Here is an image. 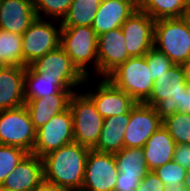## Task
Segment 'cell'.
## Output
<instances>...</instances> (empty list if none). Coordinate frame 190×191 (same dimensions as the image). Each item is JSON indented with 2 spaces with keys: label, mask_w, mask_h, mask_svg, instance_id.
<instances>
[{
  "label": "cell",
  "mask_w": 190,
  "mask_h": 191,
  "mask_svg": "<svg viewBox=\"0 0 190 191\" xmlns=\"http://www.w3.org/2000/svg\"><path fill=\"white\" fill-rule=\"evenodd\" d=\"M22 35L0 29V65L26 67L22 61Z\"/></svg>",
  "instance_id": "4316f807"
},
{
  "label": "cell",
  "mask_w": 190,
  "mask_h": 191,
  "mask_svg": "<svg viewBox=\"0 0 190 191\" xmlns=\"http://www.w3.org/2000/svg\"><path fill=\"white\" fill-rule=\"evenodd\" d=\"M173 161L188 170L190 168V144H176Z\"/></svg>",
  "instance_id": "e575fe53"
},
{
  "label": "cell",
  "mask_w": 190,
  "mask_h": 191,
  "mask_svg": "<svg viewBox=\"0 0 190 191\" xmlns=\"http://www.w3.org/2000/svg\"><path fill=\"white\" fill-rule=\"evenodd\" d=\"M96 90L88 91L86 95L93 101L103 118L128 113L137 104L130 95L117 88L107 78L100 80Z\"/></svg>",
  "instance_id": "5bb4252c"
},
{
  "label": "cell",
  "mask_w": 190,
  "mask_h": 191,
  "mask_svg": "<svg viewBox=\"0 0 190 191\" xmlns=\"http://www.w3.org/2000/svg\"><path fill=\"white\" fill-rule=\"evenodd\" d=\"M184 68L185 76H186V81L188 85L190 86V60L186 62L185 64L182 65Z\"/></svg>",
  "instance_id": "74e56055"
},
{
  "label": "cell",
  "mask_w": 190,
  "mask_h": 191,
  "mask_svg": "<svg viewBox=\"0 0 190 191\" xmlns=\"http://www.w3.org/2000/svg\"><path fill=\"white\" fill-rule=\"evenodd\" d=\"M118 173L114 153L90 149L81 191H114Z\"/></svg>",
  "instance_id": "9c48e42d"
},
{
  "label": "cell",
  "mask_w": 190,
  "mask_h": 191,
  "mask_svg": "<svg viewBox=\"0 0 190 191\" xmlns=\"http://www.w3.org/2000/svg\"><path fill=\"white\" fill-rule=\"evenodd\" d=\"M69 109L73 117L74 142L93 149L101 134L104 118L86 94L74 92L70 98Z\"/></svg>",
  "instance_id": "8992f818"
},
{
  "label": "cell",
  "mask_w": 190,
  "mask_h": 191,
  "mask_svg": "<svg viewBox=\"0 0 190 191\" xmlns=\"http://www.w3.org/2000/svg\"><path fill=\"white\" fill-rule=\"evenodd\" d=\"M130 119V111L118 116L104 118L101 134L93 150L116 153L124 148V135Z\"/></svg>",
  "instance_id": "603a6c76"
},
{
  "label": "cell",
  "mask_w": 190,
  "mask_h": 191,
  "mask_svg": "<svg viewBox=\"0 0 190 191\" xmlns=\"http://www.w3.org/2000/svg\"><path fill=\"white\" fill-rule=\"evenodd\" d=\"M183 19L188 24V27H189V30H190V4H189L188 8L186 9V11H185V13L183 15Z\"/></svg>",
  "instance_id": "ab89813d"
},
{
  "label": "cell",
  "mask_w": 190,
  "mask_h": 191,
  "mask_svg": "<svg viewBox=\"0 0 190 191\" xmlns=\"http://www.w3.org/2000/svg\"><path fill=\"white\" fill-rule=\"evenodd\" d=\"M97 43L98 36L91 26L61 27L60 46L86 78H90L87 64L91 61L98 74Z\"/></svg>",
  "instance_id": "277c9868"
},
{
  "label": "cell",
  "mask_w": 190,
  "mask_h": 191,
  "mask_svg": "<svg viewBox=\"0 0 190 191\" xmlns=\"http://www.w3.org/2000/svg\"><path fill=\"white\" fill-rule=\"evenodd\" d=\"M166 191H186L184 186L175 187L174 189H167Z\"/></svg>",
  "instance_id": "60d3db41"
},
{
  "label": "cell",
  "mask_w": 190,
  "mask_h": 191,
  "mask_svg": "<svg viewBox=\"0 0 190 191\" xmlns=\"http://www.w3.org/2000/svg\"><path fill=\"white\" fill-rule=\"evenodd\" d=\"M36 131L25 105L0 111V144L19 147L32 153Z\"/></svg>",
  "instance_id": "52a82bcc"
},
{
  "label": "cell",
  "mask_w": 190,
  "mask_h": 191,
  "mask_svg": "<svg viewBox=\"0 0 190 191\" xmlns=\"http://www.w3.org/2000/svg\"><path fill=\"white\" fill-rule=\"evenodd\" d=\"M35 19L34 0H2L1 30L22 35Z\"/></svg>",
  "instance_id": "ac0fdd59"
},
{
  "label": "cell",
  "mask_w": 190,
  "mask_h": 191,
  "mask_svg": "<svg viewBox=\"0 0 190 191\" xmlns=\"http://www.w3.org/2000/svg\"><path fill=\"white\" fill-rule=\"evenodd\" d=\"M33 191H68V190L60 188L43 180Z\"/></svg>",
  "instance_id": "8d00e7d4"
},
{
  "label": "cell",
  "mask_w": 190,
  "mask_h": 191,
  "mask_svg": "<svg viewBox=\"0 0 190 191\" xmlns=\"http://www.w3.org/2000/svg\"><path fill=\"white\" fill-rule=\"evenodd\" d=\"M183 186L186 189V191H190V168L186 172V177L184 179Z\"/></svg>",
  "instance_id": "f35d334b"
},
{
  "label": "cell",
  "mask_w": 190,
  "mask_h": 191,
  "mask_svg": "<svg viewBox=\"0 0 190 191\" xmlns=\"http://www.w3.org/2000/svg\"><path fill=\"white\" fill-rule=\"evenodd\" d=\"M107 79L139 103L149 98L154 83L145 56L130 57Z\"/></svg>",
  "instance_id": "3957f363"
},
{
  "label": "cell",
  "mask_w": 190,
  "mask_h": 191,
  "mask_svg": "<svg viewBox=\"0 0 190 191\" xmlns=\"http://www.w3.org/2000/svg\"><path fill=\"white\" fill-rule=\"evenodd\" d=\"M144 56L151 70L153 81L175 65L163 52L155 47H152Z\"/></svg>",
  "instance_id": "1f68e13d"
},
{
  "label": "cell",
  "mask_w": 190,
  "mask_h": 191,
  "mask_svg": "<svg viewBox=\"0 0 190 191\" xmlns=\"http://www.w3.org/2000/svg\"><path fill=\"white\" fill-rule=\"evenodd\" d=\"M73 90H61L45 98L25 100L34 128L37 130L48 123L51 118L69 108Z\"/></svg>",
  "instance_id": "44dd1931"
},
{
  "label": "cell",
  "mask_w": 190,
  "mask_h": 191,
  "mask_svg": "<svg viewBox=\"0 0 190 191\" xmlns=\"http://www.w3.org/2000/svg\"><path fill=\"white\" fill-rule=\"evenodd\" d=\"M163 125L154 107L139 103L130 110L124 135V148H143L151 135Z\"/></svg>",
  "instance_id": "8fae6325"
},
{
  "label": "cell",
  "mask_w": 190,
  "mask_h": 191,
  "mask_svg": "<svg viewBox=\"0 0 190 191\" xmlns=\"http://www.w3.org/2000/svg\"><path fill=\"white\" fill-rule=\"evenodd\" d=\"M137 9V0H102L91 27L99 36L121 27Z\"/></svg>",
  "instance_id": "2e32d148"
},
{
  "label": "cell",
  "mask_w": 190,
  "mask_h": 191,
  "mask_svg": "<svg viewBox=\"0 0 190 191\" xmlns=\"http://www.w3.org/2000/svg\"><path fill=\"white\" fill-rule=\"evenodd\" d=\"M89 148L72 142L44 155V181L68 191H81Z\"/></svg>",
  "instance_id": "6da1fadb"
},
{
  "label": "cell",
  "mask_w": 190,
  "mask_h": 191,
  "mask_svg": "<svg viewBox=\"0 0 190 191\" xmlns=\"http://www.w3.org/2000/svg\"><path fill=\"white\" fill-rule=\"evenodd\" d=\"M138 8L155 21L160 19L182 18L190 0H137Z\"/></svg>",
  "instance_id": "cb8c5ba5"
},
{
  "label": "cell",
  "mask_w": 190,
  "mask_h": 191,
  "mask_svg": "<svg viewBox=\"0 0 190 191\" xmlns=\"http://www.w3.org/2000/svg\"><path fill=\"white\" fill-rule=\"evenodd\" d=\"M43 180L42 158L28 153L2 185L7 191H33Z\"/></svg>",
  "instance_id": "e0dca14e"
},
{
  "label": "cell",
  "mask_w": 190,
  "mask_h": 191,
  "mask_svg": "<svg viewBox=\"0 0 190 191\" xmlns=\"http://www.w3.org/2000/svg\"><path fill=\"white\" fill-rule=\"evenodd\" d=\"M163 126L168 130L176 144H190V114L176 112L163 120Z\"/></svg>",
  "instance_id": "83f0119b"
},
{
  "label": "cell",
  "mask_w": 190,
  "mask_h": 191,
  "mask_svg": "<svg viewBox=\"0 0 190 191\" xmlns=\"http://www.w3.org/2000/svg\"><path fill=\"white\" fill-rule=\"evenodd\" d=\"M0 191H7L2 184H0Z\"/></svg>",
  "instance_id": "b9f144b4"
},
{
  "label": "cell",
  "mask_w": 190,
  "mask_h": 191,
  "mask_svg": "<svg viewBox=\"0 0 190 191\" xmlns=\"http://www.w3.org/2000/svg\"><path fill=\"white\" fill-rule=\"evenodd\" d=\"M27 154L22 148L0 144V184Z\"/></svg>",
  "instance_id": "f1b7e54d"
},
{
  "label": "cell",
  "mask_w": 190,
  "mask_h": 191,
  "mask_svg": "<svg viewBox=\"0 0 190 191\" xmlns=\"http://www.w3.org/2000/svg\"><path fill=\"white\" fill-rule=\"evenodd\" d=\"M188 86L183 66L174 65L154 81L151 95L144 103L154 107L163 121L177 112L178 96Z\"/></svg>",
  "instance_id": "5b68a950"
},
{
  "label": "cell",
  "mask_w": 190,
  "mask_h": 191,
  "mask_svg": "<svg viewBox=\"0 0 190 191\" xmlns=\"http://www.w3.org/2000/svg\"><path fill=\"white\" fill-rule=\"evenodd\" d=\"M30 66L41 77L86 78L61 46L36 59Z\"/></svg>",
  "instance_id": "ffe728a7"
},
{
  "label": "cell",
  "mask_w": 190,
  "mask_h": 191,
  "mask_svg": "<svg viewBox=\"0 0 190 191\" xmlns=\"http://www.w3.org/2000/svg\"><path fill=\"white\" fill-rule=\"evenodd\" d=\"M155 20L139 8L121 25L131 57L144 56L154 45Z\"/></svg>",
  "instance_id": "7c38bea8"
},
{
  "label": "cell",
  "mask_w": 190,
  "mask_h": 191,
  "mask_svg": "<svg viewBox=\"0 0 190 191\" xmlns=\"http://www.w3.org/2000/svg\"><path fill=\"white\" fill-rule=\"evenodd\" d=\"M114 157L123 176H137L142 180L149 172L143 148H123Z\"/></svg>",
  "instance_id": "d4e9b609"
},
{
  "label": "cell",
  "mask_w": 190,
  "mask_h": 191,
  "mask_svg": "<svg viewBox=\"0 0 190 191\" xmlns=\"http://www.w3.org/2000/svg\"><path fill=\"white\" fill-rule=\"evenodd\" d=\"M176 143L168 130L162 125L143 146L149 171L173 161Z\"/></svg>",
  "instance_id": "7402d4cb"
},
{
  "label": "cell",
  "mask_w": 190,
  "mask_h": 191,
  "mask_svg": "<svg viewBox=\"0 0 190 191\" xmlns=\"http://www.w3.org/2000/svg\"><path fill=\"white\" fill-rule=\"evenodd\" d=\"M26 67H0V111L25 105L24 75Z\"/></svg>",
  "instance_id": "d6986e66"
},
{
  "label": "cell",
  "mask_w": 190,
  "mask_h": 191,
  "mask_svg": "<svg viewBox=\"0 0 190 191\" xmlns=\"http://www.w3.org/2000/svg\"><path fill=\"white\" fill-rule=\"evenodd\" d=\"M177 111L190 114V86L178 96Z\"/></svg>",
  "instance_id": "d590c367"
},
{
  "label": "cell",
  "mask_w": 190,
  "mask_h": 191,
  "mask_svg": "<svg viewBox=\"0 0 190 191\" xmlns=\"http://www.w3.org/2000/svg\"><path fill=\"white\" fill-rule=\"evenodd\" d=\"M175 65L190 60V30L182 18L160 19L154 25V45Z\"/></svg>",
  "instance_id": "7a4b0ae2"
},
{
  "label": "cell",
  "mask_w": 190,
  "mask_h": 191,
  "mask_svg": "<svg viewBox=\"0 0 190 191\" xmlns=\"http://www.w3.org/2000/svg\"><path fill=\"white\" fill-rule=\"evenodd\" d=\"M130 57L126 49L125 37L121 27L98 36V74H102L104 78H107Z\"/></svg>",
  "instance_id": "4fadbf2b"
},
{
  "label": "cell",
  "mask_w": 190,
  "mask_h": 191,
  "mask_svg": "<svg viewBox=\"0 0 190 191\" xmlns=\"http://www.w3.org/2000/svg\"><path fill=\"white\" fill-rule=\"evenodd\" d=\"M102 0H72L61 27L91 26Z\"/></svg>",
  "instance_id": "484cf974"
},
{
  "label": "cell",
  "mask_w": 190,
  "mask_h": 191,
  "mask_svg": "<svg viewBox=\"0 0 190 191\" xmlns=\"http://www.w3.org/2000/svg\"><path fill=\"white\" fill-rule=\"evenodd\" d=\"M140 182L137 176H123V172H119L114 191H135Z\"/></svg>",
  "instance_id": "836d02e7"
},
{
  "label": "cell",
  "mask_w": 190,
  "mask_h": 191,
  "mask_svg": "<svg viewBox=\"0 0 190 191\" xmlns=\"http://www.w3.org/2000/svg\"><path fill=\"white\" fill-rule=\"evenodd\" d=\"M74 142L73 117L70 109L53 116L36 131L32 154L43 157L47 153Z\"/></svg>",
  "instance_id": "30bf717a"
},
{
  "label": "cell",
  "mask_w": 190,
  "mask_h": 191,
  "mask_svg": "<svg viewBox=\"0 0 190 191\" xmlns=\"http://www.w3.org/2000/svg\"><path fill=\"white\" fill-rule=\"evenodd\" d=\"M72 0H34V10L36 18L42 19L41 11L56 21L60 22L66 16Z\"/></svg>",
  "instance_id": "f546056e"
},
{
  "label": "cell",
  "mask_w": 190,
  "mask_h": 191,
  "mask_svg": "<svg viewBox=\"0 0 190 191\" xmlns=\"http://www.w3.org/2000/svg\"><path fill=\"white\" fill-rule=\"evenodd\" d=\"M43 19L36 18L22 34V61L25 66L60 46L61 23L57 29Z\"/></svg>",
  "instance_id": "ba28073f"
},
{
  "label": "cell",
  "mask_w": 190,
  "mask_h": 191,
  "mask_svg": "<svg viewBox=\"0 0 190 191\" xmlns=\"http://www.w3.org/2000/svg\"><path fill=\"white\" fill-rule=\"evenodd\" d=\"M153 171L163 181L167 189H174L183 185L187 169L171 161Z\"/></svg>",
  "instance_id": "4dcf8cb0"
},
{
  "label": "cell",
  "mask_w": 190,
  "mask_h": 191,
  "mask_svg": "<svg viewBox=\"0 0 190 191\" xmlns=\"http://www.w3.org/2000/svg\"><path fill=\"white\" fill-rule=\"evenodd\" d=\"M87 78H50L41 77L30 65L24 75V98L34 100L59 93L61 90H73L75 86L86 82Z\"/></svg>",
  "instance_id": "9a60e30c"
},
{
  "label": "cell",
  "mask_w": 190,
  "mask_h": 191,
  "mask_svg": "<svg viewBox=\"0 0 190 191\" xmlns=\"http://www.w3.org/2000/svg\"><path fill=\"white\" fill-rule=\"evenodd\" d=\"M167 188L163 181L154 173L149 171L141 180L135 191H166Z\"/></svg>",
  "instance_id": "d6a6232c"
}]
</instances>
